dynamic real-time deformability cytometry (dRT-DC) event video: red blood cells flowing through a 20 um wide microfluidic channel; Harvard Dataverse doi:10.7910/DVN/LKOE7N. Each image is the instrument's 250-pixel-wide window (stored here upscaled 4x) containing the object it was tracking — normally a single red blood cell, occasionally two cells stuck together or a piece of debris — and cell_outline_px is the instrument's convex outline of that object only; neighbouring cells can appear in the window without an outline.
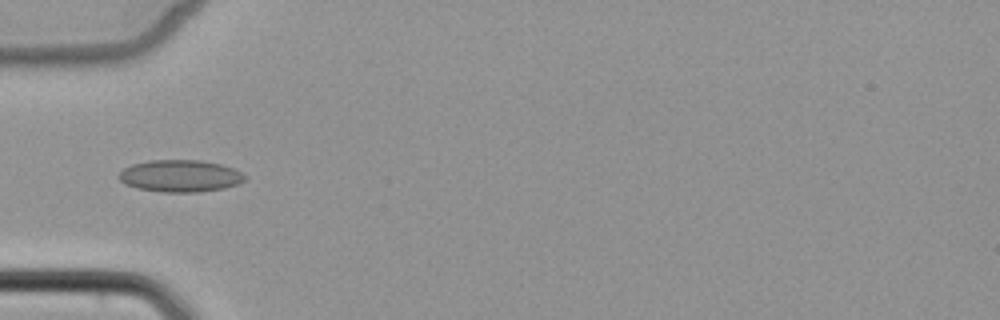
{"species": "common noctule bat (a hibernating species)", "species_latin": "Nyctalus noctula", "temperature_condition": "cold", "stored_images_in_passage": 3, "camera_frame_rate_fps": 3000, "um_per_image_px": 0.085, "animal": {"sex": "female", "body_mass_g": 22.7, "forearm_length_mm": 54.2}, "frame": {"image": 1, "passage_image": 3, "time_ms": 2.333, "image_size_px": [1000, 320], "cell_outline_px": [[248, 176], [244, 180], [236, 184], [224, 188], [200, 192], [160, 192], [136, 188], [124, 184], [116, 176], [124, 168], [132, 164], [148, 160], [200, 160], [220, 164], [232, 168]], "centroid_in_image_um": [15.27, 14.96], "position_along_channel_um": 69.7, "area_um2": 23.64}}